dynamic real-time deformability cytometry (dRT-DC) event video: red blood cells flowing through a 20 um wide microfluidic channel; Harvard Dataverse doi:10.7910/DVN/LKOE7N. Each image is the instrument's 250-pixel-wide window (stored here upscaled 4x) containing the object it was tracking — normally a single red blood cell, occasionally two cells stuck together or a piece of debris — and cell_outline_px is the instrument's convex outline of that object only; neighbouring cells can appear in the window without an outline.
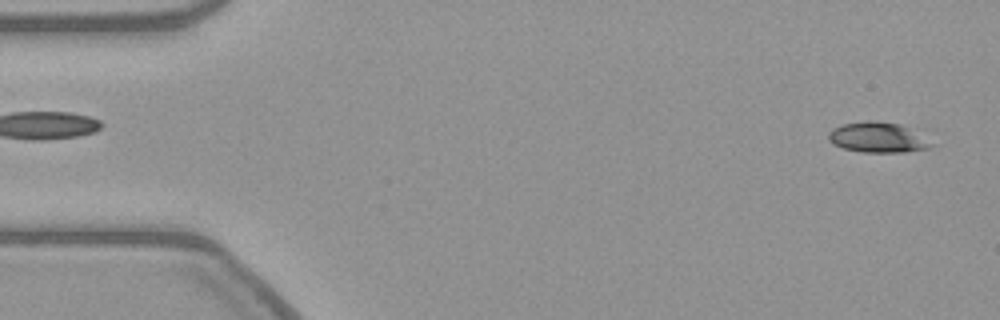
{"species": "common noctule bat (a hibernating species)", "species_latin": "Nyctalus noctula", "temperature_condition": "warm", "stored_images_in_passage": 54, "camera_frame_rate_fps": 3000, "um_per_image_px": 0.085, "animal": {"sex": "female", "body_mass_g": 21.9}, "frame": {"image": 1, "passage_image": 2, "time_ms": 0.333, "image_size_px": [1000, 320], "cell_outline_px": [[936, 144], [928, 148], [904, 152], [864, 152], [844, 148], [832, 144], [828, 140], [828, 132], [832, 128], [844, 124], [872, 120], [876, 120], [900, 124], [908, 128]], "centroid_in_image_um": [74.58, 11.68], "position_along_channel_um": 10.4, "area_um2": 18.03}}
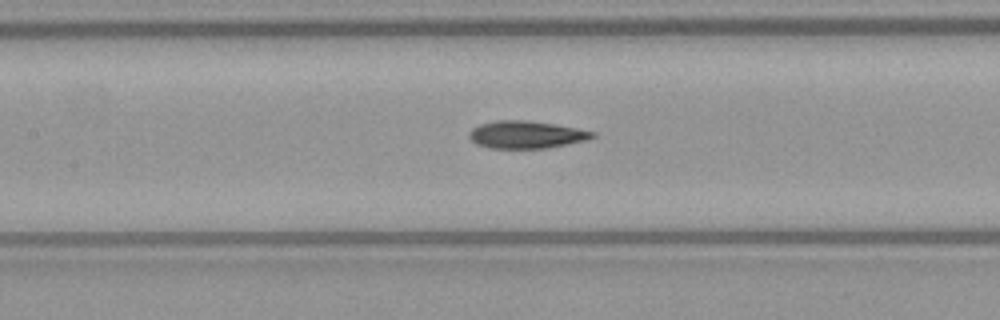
{"frame": {"image": 2, "passage_image": 24, "time_ms": 7.667, "image_size_px": [1000, 320], "cell_outline_px": [[596, 136], [588, 140], [548, 148], [488, 148], [476, 144], [468, 136], [468, 132], [472, 128], [480, 124], [496, 120], [528, 120], [556, 124], [596, 132]], "centroid_in_image_um": [44.73, 11.44], "position_along_channel_um": 162.7, "area_um2": 19.94}}
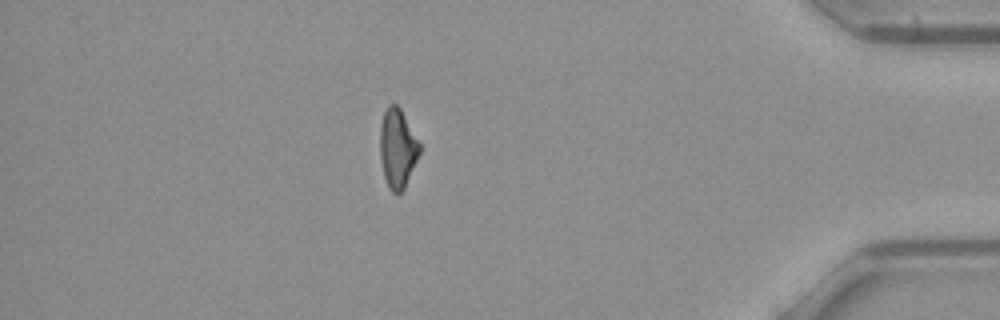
{"frame": {"image": 3, "passage_image": 47, "time_ms": 15.333, "image_size_px": [1000, 320], "cell_outline_px": [[420, 152], [404, 188], [400, 192], [392, 192], [388, 188], [384, 176], [380, 156], [380, 124], [384, 112], [388, 104], [396, 104], [400, 108], [420, 144]], "centroid_in_image_um": [33.77, 12.59], "position_along_channel_um": 401.4, "area_um2": 17.98}}